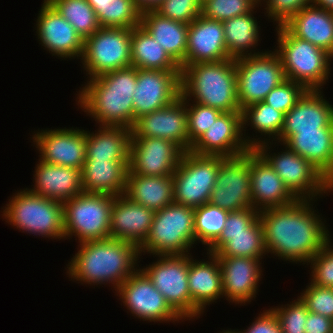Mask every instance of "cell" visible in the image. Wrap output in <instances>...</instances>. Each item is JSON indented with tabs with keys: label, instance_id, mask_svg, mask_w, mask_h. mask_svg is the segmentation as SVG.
<instances>
[{
	"label": "cell",
	"instance_id": "6da1fadb",
	"mask_svg": "<svg viewBox=\"0 0 333 333\" xmlns=\"http://www.w3.org/2000/svg\"><path fill=\"white\" fill-rule=\"evenodd\" d=\"M315 201L296 200L260 211L267 254L305 265L324 247L332 236L325 218L313 207Z\"/></svg>",
	"mask_w": 333,
	"mask_h": 333
},
{
	"label": "cell",
	"instance_id": "7a4b0ae2",
	"mask_svg": "<svg viewBox=\"0 0 333 333\" xmlns=\"http://www.w3.org/2000/svg\"><path fill=\"white\" fill-rule=\"evenodd\" d=\"M139 247L115 238L90 240L78 244L75 256L66 265V274L73 282L98 287L119 286L140 267Z\"/></svg>",
	"mask_w": 333,
	"mask_h": 333
},
{
	"label": "cell",
	"instance_id": "3957f363",
	"mask_svg": "<svg viewBox=\"0 0 333 333\" xmlns=\"http://www.w3.org/2000/svg\"><path fill=\"white\" fill-rule=\"evenodd\" d=\"M137 68L129 66L86 80L76 96V104L99 126H134L133 93Z\"/></svg>",
	"mask_w": 333,
	"mask_h": 333
},
{
	"label": "cell",
	"instance_id": "277c9868",
	"mask_svg": "<svg viewBox=\"0 0 333 333\" xmlns=\"http://www.w3.org/2000/svg\"><path fill=\"white\" fill-rule=\"evenodd\" d=\"M181 96L190 102L212 107L221 112H242L237 96L235 59L183 67Z\"/></svg>",
	"mask_w": 333,
	"mask_h": 333
},
{
	"label": "cell",
	"instance_id": "5b68a950",
	"mask_svg": "<svg viewBox=\"0 0 333 333\" xmlns=\"http://www.w3.org/2000/svg\"><path fill=\"white\" fill-rule=\"evenodd\" d=\"M277 47L284 75L307 90H323L332 75L330 54L310 42L294 36L284 25L275 27Z\"/></svg>",
	"mask_w": 333,
	"mask_h": 333
},
{
	"label": "cell",
	"instance_id": "8992f818",
	"mask_svg": "<svg viewBox=\"0 0 333 333\" xmlns=\"http://www.w3.org/2000/svg\"><path fill=\"white\" fill-rule=\"evenodd\" d=\"M4 205L2 218L26 234L64 240L63 202L30 192L27 187L17 190Z\"/></svg>",
	"mask_w": 333,
	"mask_h": 333
},
{
	"label": "cell",
	"instance_id": "52a82bcc",
	"mask_svg": "<svg viewBox=\"0 0 333 333\" xmlns=\"http://www.w3.org/2000/svg\"><path fill=\"white\" fill-rule=\"evenodd\" d=\"M274 143H263L254 150L274 169L297 200H318L331 194L333 183L320 170L283 143L279 144L283 146L282 151L274 152Z\"/></svg>",
	"mask_w": 333,
	"mask_h": 333
},
{
	"label": "cell",
	"instance_id": "ba28073f",
	"mask_svg": "<svg viewBox=\"0 0 333 333\" xmlns=\"http://www.w3.org/2000/svg\"><path fill=\"white\" fill-rule=\"evenodd\" d=\"M195 208L169 204L155 211L148 237L139 247L140 255H185L195 245Z\"/></svg>",
	"mask_w": 333,
	"mask_h": 333
},
{
	"label": "cell",
	"instance_id": "9c48e42d",
	"mask_svg": "<svg viewBox=\"0 0 333 333\" xmlns=\"http://www.w3.org/2000/svg\"><path fill=\"white\" fill-rule=\"evenodd\" d=\"M114 196L85 193L63 202V227L65 240H90L110 238V217Z\"/></svg>",
	"mask_w": 333,
	"mask_h": 333
},
{
	"label": "cell",
	"instance_id": "30bf717a",
	"mask_svg": "<svg viewBox=\"0 0 333 333\" xmlns=\"http://www.w3.org/2000/svg\"><path fill=\"white\" fill-rule=\"evenodd\" d=\"M259 214L253 207L230 211L220 237L206 252L216 257L264 259L268 254Z\"/></svg>",
	"mask_w": 333,
	"mask_h": 333
},
{
	"label": "cell",
	"instance_id": "8fae6325",
	"mask_svg": "<svg viewBox=\"0 0 333 333\" xmlns=\"http://www.w3.org/2000/svg\"><path fill=\"white\" fill-rule=\"evenodd\" d=\"M80 61L88 79L131 66V29L100 27L84 40Z\"/></svg>",
	"mask_w": 333,
	"mask_h": 333
},
{
	"label": "cell",
	"instance_id": "7c38bea8",
	"mask_svg": "<svg viewBox=\"0 0 333 333\" xmlns=\"http://www.w3.org/2000/svg\"><path fill=\"white\" fill-rule=\"evenodd\" d=\"M219 170V156L184 152L173 173L174 202L192 208L209 203Z\"/></svg>",
	"mask_w": 333,
	"mask_h": 333
},
{
	"label": "cell",
	"instance_id": "4fadbf2b",
	"mask_svg": "<svg viewBox=\"0 0 333 333\" xmlns=\"http://www.w3.org/2000/svg\"><path fill=\"white\" fill-rule=\"evenodd\" d=\"M237 96L241 111L264 101L269 92L286 80L279 56L272 50L235 59Z\"/></svg>",
	"mask_w": 333,
	"mask_h": 333
},
{
	"label": "cell",
	"instance_id": "5bb4252c",
	"mask_svg": "<svg viewBox=\"0 0 333 333\" xmlns=\"http://www.w3.org/2000/svg\"><path fill=\"white\" fill-rule=\"evenodd\" d=\"M155 257L157 260L140 269L162 293L170 307L184 321H191V296L188 287L190 254Z\"/></svg>",
	"mask_w": 333,
	"mask_h": 333
},
{
	"label": "cell",
	"instance_id": "9a60e30c",
	"mask_svg": "<svg viewBox=\"0 0 333 333\" xmlns=\"http://www.w3.org/2000/svg\"><path fill=\"white\" fill-rule=\"evenodd\" d=\"M115 294L128 310L126 312L140 321L173 324L184 321L140 268L119 286Z\"/></svg>",
	"mask_w": 333,
	"mask_h": 333
},
{
	"label": "cell",
	"instance_id": "2e32d148",
	"mask_svg": "<svg viewBox=\"0 0 333 333\" xmlns=\"http://www.w3.org/2000/svg\"><path fill=\"white\" fill-rule=\"evenodd\" d=\"M250 151L235 157L219 156V170L209 203L230 211L252 207Z\"/></svg>",
	"mask_w": 333,
	"mask_h": 333
},
{
	"label": "cell",
	"instance_id": "e0dca14e",
	"mask_svg": "<svg viewBox=\"0 0 333 333\" xmlns=\"http://www.w3.org/2000/svg\"><path fill=\"white\" fill-rule=\"evenodd\" d=\"M31 140L39 153V160L82 170L86 159L85 130L79 127L46 128L33 131Z\"/></svg>",
	"mask_w": 333,
	"mask_h": 333
},
{
	"label": "cell",
	"instance_id": "ac0fdd59",
	"mask_svg": "<svg viewBox=\"0 0 333 333\" xmlns=\"http://www.w3.org/2000/svg\"><path fill=\"white\" fill-rule=\"evenodd\" d=\"M181 96V71L137 68L133 93L134 124L143 115L159 110Z\"/></svg>",
	"mask_w": 333,
	"mask_h": 333
},
{
	"label": "cell",
	"instance_id": "d6986e66",
	"mask_svg": "<svg viewBox=\"0 0 333 333\" xmlns=\"http://www.w3.org/2000/svg\"><path fill=\"white\" fill-rule=\"evenodd\" d=\"M39 10L35 30L43 49L61 61L75 58L81 60L84 40L75 28L47 0H43Z\"/></svg>",
	"mask_w": 333,
	"mask_h": 333
},
{
	"label": "cell",
	"instance_id": "ffe728a7",
	"mask_svg": "<svg viewBox=\"0 0 333 333\" xmlns=\"http://www.w3.org/2000/svg\"><path fill=\"white\" fill-rule=\"evenodd\" d=\"M184 151L162 138L131 137L129 170L143 176H173Z\"/></svg>",
	"mask_w": 333,
	"mask_h": 333
},
{
	"label": "cell",
	"instance_id": "44dd1931",
	"mask_svg": "<svg viewBox=\"0 0 333 333\" xmlns=\"http://www.w3.org/2000/svg\"><path fill=\"white\" fill-rule=\"evenodd\" d=\"M250 150L243 137L242 112H222L189 151L197 155L235 157Z\"/></svg>",
	"mask_w": 333,
	"mask_h": 333
},
{
	"label": "cell",
	"instance_id": "7402d4cb",
	"mask_svg": "<svg viewBox=\"0 0 333 333\" xmlns=\"http://www.w3.org/2000/svg\"><path fill=\"white\" fill-rule=\"evenodd\" d=\"M131 137L162 138L177 144L184 152L189 151L187 110L183 97L137 119Z\"/></svg>",
	"mask_w": 333,
	"mask_h": 333
},
{
	"label": "cell",
	"instance_id": "603a6c76",
	"mask_svg": "<svg viewBox=\"0 0 333 333\" xmlns=\"http://www.w3.org/2000/svg\"><path fill=\"white\" fill-rule=\"evenodd\" d=\"M217 258L221 269L223 298L235 306H246L257 297L259 283L263 278V260L241 256Z\"/></svg>",
	"mask_w": 333,
	"mask_h": 333
},
{
	"label": "cell",
	"instance_id": "cb8c5ba5",
	"mask_svg": "<svg viewBox=\"0 0 333 333\" xmlns=\"http://www.w3.org/2000/svg\"><path fill=\"white\" fill-rule=\"evenodd\" d=\"M323 90H307L298 102L284 115L279 143H285L297 132L318 131L333 127V105L324 97ZM277 144V145H276Z\"/></svg>",
	"mask_w": 333,
	"mask_h": 333
},
{
	"label": "cell",
	"instance_id": "d4e9b609",
	"mask_svg": "<svg viewBox=\"0 0 333 333\" xmlns=\"http://www.w3.org/2000/svg\"><path fill=\"white\" fill-rule=\"evenodd\" d=\"M206 255L208 260L206 258L200 261L190 254L188 287L191 296V321L203 316L206 306L217 303L218 299L223 298L218 258L208 252Z\"/></svg>",
	"mask_w": 333,
	"mask_h": 333
},
{
	"label": "cell",
	"instance_id": "484cf974",
	"mask_svg": "<svg viewBox=\"0 0 333 333\" xmlns=\"http://www.w3.org/2000/svg\"><path fill=\"white\" fill-rule=\"evenodd\" d=\"M230 59L222 21L198 16L188 25L186 57L183 67L197 63Z\"/></svg>",
	"mask_w": 333,
	"mask_h": 333
},
{
	"label": "cell",
	"instance_id": "4316f807",
	"mask_svg": "<svg viewBox=\"0 0 333 333\" xmlns=\"http://www.w3.org/2000/svg\"><path fill=\"white\" fill-rule=\"evenodd\" d=\"M251 204L258 211L283 207L297 199L289 192L274 169L254 150H250Z\"/></svg>",
	"mask_w": 333,
	"mask_h": 333
},
{
	"label": "cell",
	"instance_id": "83f0119b",
	"mask_svg": "<svg viewBox=\"0 0 333 333\" xmlns=\"http://www.w3.org/2000/svg\"><path fill=\"white\" fill-rule=\"evenodd\" d=\"M155 211L131 201L124 194L114 196L110 217V238L140 247L149 235Z\"/></svg>",
	"mask_w": 333,
	"mask_h": 333
},
{
	"label": "cell",
	"instance_id": "f1b7e54d",
	"mask_svg": "<svg viewBox=\"0 0 333 333\" xmlns=\"http://www.w3.org/2000/svg\"><path fill=\"white\" fill-rule=\"evenodd\" d=\"M30 192L64 202L82 194L81 170L45 163L38 159Z\"/></svg>",
	"mask_w": 333,
	"mask_h": 333
},
{
	"label": "cell",
	"instance_id": "f546056e",
	"mask_svg": "<svg viewBox=\"0 0 333 333\" xmlns=\"http://www.w3.org/2000/svg\"><path fill=\"white\" fill-rule=\"evenodd\" d=\"M129 160H85L81 183L85 193L123 195L126 190Z\"/></svg>",
	"mask_w": 333,
	"mask_h": 333
},
{
	"label": "cell",
	"instance_id": "4dcf8cb0",
	"mask_svg": "<svg viewBox=\"0 0 333 333\" xmlns=\"http://www.w3.org/2000/svg\"><path fill=\"white\" fill-rule=\"evenodd\" d=\"M284 26L296 37L306 40L331 55L333 50V11L313 4L301 9Z\"/></svg>",
	"mask_w": 333,
	"mask_h": 333
},
{
	"label": "cell",
	"instance_id": "1f68e13d",
	"mask_svg": "<svg viewBox=\"0 0 333 333\" xmlns=\"http://www.w3.org/2000/svg\"><path fill=\"white\" fill-rule=\"evenodd\" d=\"M284 145L311 162L333 183V127L297 132Z\"/></svg>",
	"mask_w": 333,
	"mask_h": 333
},
{
	"label": "cell",
	"instance_id": "d6a6232c",
	"mask_svg": "<svg viewBox=\"0 0 333 333\" xmlns=\"http://www.w3.org/2000/svg\"><path fill=\"white\" fill-rule=\"evenodd\" d=\"M141 26L182 69L187 50L188 24L160 16L154 10H147L141 14Z\"/></svg>",
	"mask_w": 333,
	"mask_h": 333
},
{
	"label": "cell",
	"instance_id": "836d02e7",
	"mask_svg": "<svg viewBox=\"0 0 333 333\" xmlns=\"http://www.w3.org/2000/svg\"><path fill=\"white\" fill-rule=\"evenodd\" d=\"M173 176L127 174L124 195L131 201L158 211L174 202Z\"/></svg>",
	"mask_w": 333,
	"mask_h": 333
},
{
	"label": "cell",
	"instance_id": "e575fe53",
	"mask_svg": "<svg viewBox=\"0 0 333 333\" xmlns=\"http://www.w3.org/2000/svg\"><path fill=\"white\" fill-rule=\"evenodd\" d=\"M255 10L256 8L245 15L222 22L229 58L238 59L266 52V50L257 49L261 42V26L258 24L260 21H257V17H254V13H257Z\"/></svg>",
	"mask_w": 333,
	"mask_h": 333
},
{
	"label": "cell",
	"instance_id": "d590c367",
	"mask_svg": "<svg viewBox=\"0 0 333 333\" xmlns=\"http://www.w3.org/2000/svg\"><path fill=\"white\" fill-rule=\"evenodd\" d=\"M96 130L85 129V160H129L132 129L98 126Z\"/></svg>",
	"mask_w": 333,
	"mask_h": 333
},
{
	"label": "cell",
	"instance_id": "8d00e7d4",
	"mask_svg": "<svg viewBox=\"0 0 333 333\" xmlns=\"http://www.w3.org/2000/svg\"><path fill=\"white\" fill-rule=\"evenodd\" d=\"M243 137L250 149L267 142H277L284 124V114L265 102H257L242 110ZM247 126V127H246ZM250 126L256 133L253 138L246 134ZM260 133L259 135H257ZM264 136V137H263ZM257 137V138H256ZM267 137V138H266Z\"/></svg>",
	"mask_w": 333,
	"mask_h": 333
},
{
	"label": "cell",
	"instance_id": "74e56055",
	"mask_svg": "<svg viewBox=\"0 0 333 333\" xmlns=\"http://www.w3.org/2000/svg\"><path fill=\"white\" fill-rule=\"evenodd\" d=\"M131 66L143 69L181 71L180 66L141 25L131 29Z\"/></svg>",
	"mask_w": 333,
	"mask_h": 333
},
{
	"label": "cell",
	"instance_id": "f35d334b",
	"mask_svg": "<svg viewBox=\"0 0 333 333\" xmlns=\"http://www.w3.org/2000/svg\"><path fill=\"white\" fill-rule=\"evenodd\" d=\"M96 12L100 27L132 29L141 25L142 12L134 0H87Z\"/></svg>",
	"mask_w": 333,
	"mask_h": 333
},
{
	"label": "cell",
	"instance_id": "ab89813d",
	"mask_svg": "<svg viewBox=\"0 0 333 333\" xmlns=\"http://www.w3.org/2000/svg\"><path fill=\"white\" fill-rule=\"evenodd\" d=\"M85 40L99 28L96 12L87 0H47Z\"/></svg>",
	"mask_w": 333,
	"mask_h": 333
},
{
	"label": "cell",
	"instance_id": "60d3db41",
	"mask_svg": "<svg viewBox=\"0 0 333 333\" xmlns=\"http://www.w3.org/2000/svg\"><path fill=\"white\" fill-rule=\"evenodd\" d=\"M228 213V210L210 203L195 208V246L201 242L208 249L220 237Z\"/></svg>",
	"mask_w": 333,
	"mask_h": 333
},
{
	"label": "cell",
	"instance_id": "b9f144b4",
	"mask_svg": "<svg viewBox=\"0 0 333 333\" xmlns=\"http://www.w3.org/2000/svg\"><path fill=\"white\" fill-rule=\"evenodd\" d=\"M261 8L257 0H207L201 5V15L208 19L225 21Z\"/></svg>",
	"mask_w": 333,
	"mask_h": 333
},
{
	"label": "cell",
	"instance_id": "7bdbcfd3",
	"mask_svg": "<svg viewBox=\"0 0 333 333\" xmlns=\"http://www.w3.org/2000/svg\"><path fill=\"white\" fill-rule=\"evenodd\" d=\"M186 102L187 110V133L189 136V150L192 144L214 123L222 113L220 110L191 102Z\"/></svg>",
	"mask_w": 333,
	"mask_h": 333
},
{
	"label": "cell",
	"instance_id": "ee69618b",
	"mask_svg": "<svg viewBox=\"0 0 333 333\" xmlns=\"http://www.w3.org/2000/svg\"><path fill=\"white\" fill-rule=\"evenodd\" d=\"M270 309L276 315L282 333H305V323L309 311L299 296L297 299H292L290 303L272 306Z\"/></svg>",
	"mask_w": 333,
	"mask_h": 333
},
{
	"label": "cell",
	"instance_id": "f6af8a7d",
	"mask_svg": "<svg viewBox=\"0 0 333 333\" xmlns=\"http://www.w3.org/2000/svg\"><path fill=\"white\" fill-rule=\"evenodd\" d=\"M306 265H310V283L333 288V243L331 238Z\"/></svg>",
	"mask_w": 333,
	"mask_h": 333
},
{
	"label": "cell",
	"instance_id": "bcb514c9",
	"mask_svg": "<svg viewBox=\"0 0 333 333\" xmlns=\"http://www.w3.org/2000/svg\"><path fill=\"white\" fill-rule=\"evenodd\" d=\"M306 91L307 89L300 83L286 79L273 88L263 102L285 115Z\"/></svg>",
	"mask_w": 333,
	"mask_h": 333
},
{
	"label": "cell",
	"instance_id": "7dc6e473",
	"mask_svg": "<svg viewBox=\"0 0 333 333\" xmlns=\"http://www.w3.org/2000/svg\"><path fill=\"white\" fill-rule=\"evenodd\" d=\"M299 297L306 304L307 310L321 314L333 320V288L321 287L308 283Z\"/></svg>",
	"mask_w": 333,
	"mask_h": 333
},
{
	"label": "cell",
	"instance_id": "c3c4849f",
	"mask_svg": "<svg viewBox=\"0 0 333 333\" xmlns=\"http://www.w3.org/2000/svg\"><path fill=\"white\" fill-rule=\"evenodd\" d=\"M154 11L165 18L189 25L201 15V3L198 0H163Z\"/></svg>",
	"mask_w": 333,
	"mask_h": 333
},
{
	"label": "cell",
	"instance_id": "681fc988",
	"mask_svg": "<svg viewBox=\"0 0 333 333\" xmlns=\"http://www.w3.org/2000/svg\"><path fill=\"white\" fill-rule=\"evenodd\" d=\"M260 4L265 7L262 9L266 10L264 15L278 27L287 23L301 9L312 5L313 0H262Z\"/></svg>",
	"mask_w": 333,
	"mask_h": 333
},
{
	"label": "cell",
	"instance_id": "f907efd6",
	"mask_svg": "<svg viewBox=\"0 0 333 333\" xmlns=\"http://www.w3.org/2000/svg\"><path fill=\"white\" fill-rule=\"evenodd\" d=\"M259 313L251 325L247 329H241L239 333H282L279 321L270 308Z\"/></svg>",
	"mask_w": 333,
	"mask_h": 333
},
{
	"label": "cell",
	"instance_id": "816d5d0a",
	"mask_svg": "<svg viewBox=\"0 0 333 333\" xmlns=\"http://www.w3.org/2000/svg\"><path fill=\"white\" fill-rule=\"evenodd\" d=\"M305 333H333V320L321 314L308 312Z\"/></svg>",
	"mask_w": 333,
	"mask_h": 333
},
{
	"label": "cell",
	"instance_id": "f5cc1de1",
	"mask_svg": "<svg viewBox=\"0 0 333 333\" xmlns=\"http://www.w3.org/2000/svg\"><path fill=\"white\" fill-rule=\"evenodd\" d=\"M163 0H134L137 8L141 11L155 10Z\"/></svg>",
	"mask_w": 333,
	"mask_h": 333
},
{
	"label": "cell",
	"instance_id": "db71d44e",
	"mask_svg": "<svg viewBox=\"0 0 333 333\" xmlns=\"http://www.w3.org/2000/svg\"><path fill=\"white\" fill-rule=\"evenodd\" d=\"M313 5L318 8L333 11V0H313Z\"/></svg>",
	"mask_w": 333,
	"mask_h": 333
},
{
	"label": "cell",
	"instance_id": "11a10c76",
	"mask_svg": "<svg viewBox=\"0 0 333 333\" xmlns=\"http://www.w3.org/2000/svg\"><path fill=\"white\" fill-rule=\"evenodd\" d=\"M219 333H239V330L238 329L237 330L236 329L232 330L231 328L227 329V330L223 329V331H220Z\"/></svg>",
	"mask_w": 333,
	"mask_h": 333
},
{
	"label": "cell",
	"instance_id": "9f6ffc18",
	"mask_svg": "<svg viewBox=\"0 0 333 333\" xmlns=\"http://www.w3.org/2000/svg\"><path fill=\"white\" fill-rule=\"evenodd\" d=\"M331 61L333 60V50L331 51V55H330Z\"/></svg>",
	"mask_w": 333,
	"mask_h": 333
},
{
	"label": "cell",
	"instance_id": "6f0895ef",
	"mask_svg": "<svg viewBox=\"0 0 333 333\" xmlns=\"http://www.w3.org/2000/svg\"><path fill=\"white\" fill-rule=\"evenodd\" d=\"M200 3H201V5L205 2V1H207V0H198Z\"/></svg>",
	"mask_w": 333,
	"mask_h": 333
}]
</instances>
